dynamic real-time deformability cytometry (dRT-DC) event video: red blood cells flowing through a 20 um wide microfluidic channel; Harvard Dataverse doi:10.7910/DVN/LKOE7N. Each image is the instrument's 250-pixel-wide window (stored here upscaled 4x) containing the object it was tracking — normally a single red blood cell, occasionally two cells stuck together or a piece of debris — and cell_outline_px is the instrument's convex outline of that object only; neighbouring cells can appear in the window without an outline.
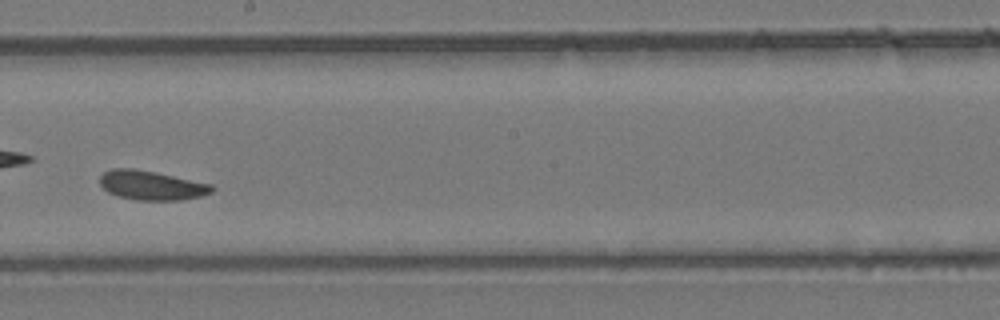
{"species": "common noctule bat (a hibernating species)", "species_latin": "Nyctalus noctula", "temperature_condition": "room temperature", "stored_images_in_passage": 41, "camera_frame_rate_fps": 3000, "um_per_image_px": 0.085, "animal": {"sex": "female", "body_mass_g": 24.6, "forearm_length_mm": 56.2}, "frame": {"image": 1, "passage_image": 24, "time_ms": 7.667, "image_size_px": [1000, 320], "cell_outline_px": [[216, 188], [212, 192], [200, 196], [180, 200], [136, 200], [116, 196], [108, 192], [100, 184], [100, 176], [104, 172], [112, 168], [132, 168], [212, 184]], "centroid_in_image_um": [12.86, 15.76], "position_along_channel_um": 235.3, "area_um2": 18.96}}